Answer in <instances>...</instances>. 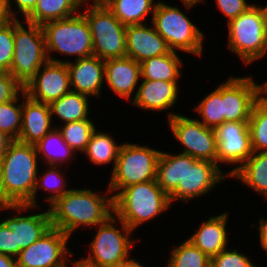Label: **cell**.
<instances>
[{"label":"cell","instance_id":"obj_1","mask_svg":"<svg viewBox=\"0 0 267 267\" xmlns=\"http://www.w3.org/2000/svg\"><path fill=\"white\" fill-rule=\"evenodd\" d=\"M49 207L52 227L69 237L80 226H98L114 214L113 196L90 189H70Z\"/></svg>","mask_w":267,"mask_h":267},{"label":"cell","instance_id":"obj_2","mask_svg":"<svg viewBox=\"0 0 267 267\" xmlns=\"http://www.w3.org/2000/svg\"><path fill=\"white\" fill-rule=\"evenodd\" d=\"M35 146L11 140L0 157L6 198L13 205H27L33 198L38 175Z\"/></svg>","mask_w":267,"mask_h":267},{"label":"cell","instance_id":"obj_3","mask_svg":"<svg viewBox=\"0 0 267 267\" xmlns=\"http://www.w3.org/2000/svg\"><path fill=\"white\" fill-rule=\"evenodd\" d=\"M112 196L115 216L131 230L154 219L172 204L156 180L130 185Z\"/></svg>","mask_w":267,"mask_h":267},{"label":"cell","instance_id":"obj_4","mask_svg":"<svg viewBox=\"0 0 267 267\" xmlns=\"http://www.w3.org/2000/svg\"><path fill=\"white\" fill-rule=\"evenodd\" d=\"M228 47L245 65L267 54V25L263 7L252 4L237 18L228 22Z\"/></svg>","mask_w":267,"mask_h":267},{"label":"cell","instance_id":"obj_5","mask_svg":"<svg viewBox=\"0 0 267 267\" xmlns=\"http://www.w3.org/2000/svg\"><path fill=\"white\" fill-rule=\"evenodd\" d=\"M123 232L114 224L119 222ZM113 214L104 223L96 226L98 232L90 243L91 255L78 262L84 267H118L131 260L129 251L132 248L130 234L132 230ZM114 223V224H113ZM130 258V259H129Z\"/></svg>","mask_w":267,"mask_h":267},{"label":"cell","instance_id":"obj_6","mask_svg":"<svg viewBox=\"0 0 267 267\" xmlns=\"http://www.w3.org/2000/svg\"><path fill=\"white\" fill-rule=\"evenodd\" d=\"M27 23V30L14 18V54L9 73L23 86L48 61L41 25Z\"/></svg>","mask_w":267,"mask_h":267},{"label":"cell","instance_id":"obj_7","mask_svg":"<svg viewBox=\"0 0 267 267\" xmlns=\"http://www.w3.org/2000/svg\"><path fill=\"white\" fill-rule=\"evenodd\" d=\"M151 20L171 51L178 49L197 56L202 55L203 33L177 7L159 1Z\"/></svg>","mask_w":267,"mask_h":267},{"label":"cell","instance_id":"obj_8","mask_svg":"<svg viewBox=\"0 0 267 267\" xmlns=\"http://www.w3.org/2000/svg\"><path fill=\"white\" fill-rule=\"evenodd\" d=\"M47 56L56 52L64 55H76V59L93 55L92 35L85 16H74L47 22L42 25Z\"/></svg>","mask_w":267,"mask_h":267},{"label":"cell","instance_id":"obj_9","mask_svg":"<svg viewBox=\"0 0 267 267\" xmlns=\"http://www.w3.org/2000/svg\"><path fill=\"white\" fill-rule=\"evenodd\" d=\"M161 151L138 144L123 143L112 170L108 193L130 185L156 180L157 162Z\"/></svg>","mask_w":267,"mask_h":267},{"label":"cell","instance_id":"obj_10","mask_svg":"<svg viewBox=\"0 0 267 267\" xmlns=\"http://www.w3.org/2000/svg\"><path fill=\"white\" fill-rule=\"evenodd\" d=\"M82 14L90 27L94 56L102 60L126 56V26L105 4H92Z\"/></svg>","mask_w":267,"mask_h":267},{"label":"cell","instance_id":"obj_11","mask_svg":"<svg viewBox=\"0 0 267 267\" xmlns=\"http://www.w3.org/2000/svg\"><path fill=\"white\" fill-rule=\"evenodd\" d=\"M168 118L172 134L184 146L181 153L217 163V139L213 128L206 127L198 119L177 113L170 112Z\"/></svg>","mask_w":267,"mask_h":267},{"label":"cell","instance_id":"obj_12","mask_svg":"<svg viewBox=\"0 0 267 267\" xmlns=\"http://www.w3.org/2000/svg\"><path fill=\"white\" fill-rule=\"evenodd\" d=\"M69 236L51 227L40 239L20 251L16 258L17 267H67ZM67 258V259H66Z\"/></svg>","mask_w":267,"mask_h":267},{"label":"cell","instance_id":"obj_13","mask_svg":"<svg viewBox=\"0 0 267 267\" xmlns=\"http://www.w3.org/2000/svg\"><path fill=\"white\" fill-rule=\"evenodd\" d=\"M262 85L251 77H230L223 82V123L248 122Z\"/></svg>","mask_w":267,"mask_h":267},{"label":"cell","instance_id":"obj_14","mask_svg":"<svg viewBox=\"0 0 267 267\" xmlns=\"http://www.w3.org/2000/svg\"><path fill=\"white\" fill-rule=\"evenodd\" d=\"M220 164L207 160H198L186 154V174L183 183L169 195L170 202L176 199L188 201L207 194L213 187L225 179Z\"/></svg>","mask_w":267,"mask_h":267},{"label":"cell","instance_id":"obj_15","mask_svg":"<svg viewBox=\"0 0 267 267\" xmlns=\"http://www.w3.org/2000/svg\"><path fill=\"white\" fill-rule=\"evenodd\" d=\"M24 86L26 95L37 102L50 105L71 91L66 63L47 61Z\"/></svg>","mask_w":267,"mask_h":267},{"label":"cell","instance_id":"obj_16","mask_svg":"<svg viewBox=\"0 0 267 267\" xmlns=\"http://www.w3.org/2000/svg\"><path fill=\"white\" fill-rule=\"evenodd\" d=\"M217 164H243L252 154L248 122H224L215 129Z\"/></svg>","mask_w":267,"mask_h":267},{"label":"cell","instance_id":"obj_17","mask_svg":"<svg viewBox=\"0 0 267 267\" xmlns=\"http://www.w3.org/2000/svg\"><path fill=\"white\" fill-rule=\"evenodd\" d=\"M48 61L66 63L71 90L86 96H100V90L105 77V60L94 55L75 59V63L62 61L47 56Z\"/></svg>","mask_w":267,"mask_h":267},{"label":"cell","instance_id":"obj_18","mask_svg":"<svg viewBox=\"0 0 267 267\" xmlns=\"http://www.w3.org/2000/svg\"><path fill=\"white\" fill-rule=\"evenodd\" d=\"M166 41L158 34L154 25L126 26V56L138 63L148 58L166 55L170 52Z\"/></svg>","mask_w":267,"mask_h":267},{"label":"cell","instance_id":"obj_19","mask_svg":"<svg viewBox=\"0 0 267 267\" xmlns=\"http://www.w3.org/2000/svg\"><path fill=\"white\" fill-rule=\"evenodd\" d=\"M21 93L24 96V102L22 107V127L18 140L35 145L54 129L51 126L53 124L51 109L48 104L30 99L25 91Z\"/></svg>","mask_w":267,"mask_h":267},{"label":"cell","instance_id":"obj_20","mask_svg":"<svg viewBox=\"0 0 267 267\" xmlns=\"http://www.w3.org/2000/svg\"><path fill=\"white\" fill-rule=\"evenodd\" d=\"M141 77L140 63L130 57L105 60V82L117 95L129 100Z\"/></svg>","mask_w":267,"mask_h":267},{"label":"cell","instance_id":"obj_21","mask_svg":"<svg viewBox=\"0 0 267 267\" xmlns=\"http://www.w3.org/2000/svg\"><path fill=\"white\" fill-rule=\"evenodd\" d=\"M177 82L144 79L134 95L132 104L146 110L170 109L177 102Z\"/></svg>","mask_w":267,"mask_h":267},{"label":"cell","instance_id":"obj_22","mask_svg":"<svg viewBox=\"0 0 267 267\" xmlns=\"http://www.w3.org/2000/svg\"><path fill=\"white\" fill-rule=\"evenodd\" d=\"M227 218L228 213H222L214 217H209L200 225L198 231L188 238L197 248L208 257L212 258L227 246Z\"/></svg>","mask_w":267,"mask_h":267},{"label":"cell","instance_id":"obj_23","mask_svg":"<svg viewBox=\"0 0 267 267\" xmlns=\"http://www.w3.org/2000/svg\"><path fill=\"white\" fill-rule=\"evenodd\" d=\"M14 233L15 247L20 251L40 239L51 227L49 209L46 212L28 216H13L5 220Z\"/></svg>","mask_w":267,"mask_h":267},{"label":"cell","instance_id":"obj_24","mask_svg":"<svg viewBox=\"0 0 267 267\" xmlns=\"http://www.w3.org/2000/svg\"><path fill=\"white\" fill-rule=\"evenodd\" d=\"M227 175L267 196V152L253 151L242 165L229 170Z\"/></svg>","mask_w":267,"mask_h":267},{"label":"cell","instance_id":"obj_25","mask_svg":"<svg viewBox=\"0 0 267 267\" xmlns=\"http://www.w3.org/2000/svg\"><path fill=\"white\" fill-rule=\"evenodd\" d=\"M81 5L82 0H38L34 9L24 19L42 26L47 22L74 16Z\"/></svg>","mask_w":267,"mask_h":267},{"label":"cell","instance_id":"obj_26","mask_svg":"<svg viewBox=\"0 0 267 267\" xmlns=\"http://www.w3.org/2000/svg\"><path fill=\"white\" fill-rule=\"evenodd\" d=\"M186 174V154L177 155L161 152L157 162L156 181L170 195L183 183Z\"/></svg>","mask_w":267,"mask_h":267},{"label":"cell","instance_id":"obj_27","mask_svg":"<svg viewBox=\"0 0 267 267\" xmlns=\"http://www.w3.org/2000/svg\"><path fill=\"white\" fill-rule=\"evenodd\" d=\"M181 61L176 51L148 58L140 63L141 78L153 81L177 82V78L181 74L179 70V66H182Z\"/></svg>","mask_w":267,"mask_h":267},{"label":"cell","instance_id":"obj_28","mask_svg":"<svg viewBox=\"0 0 267 267\" xmlns=\"http://www.w3.org/2000/svg\"><path fill=\"white\" fill-rule=\"evenodd\" d=\"M113 15L125 26L144 24L143 19L151 13L153 17L157 4L154 0H105Z\"/></svg>","mask_w":267,"mask_h":267},{"label":"cell","instance_id":"obj_29","mask_svg":"<svg viewBox=\"0 0 267 267\" xmlns=\"http://www.w3.org/2000/svg\"><path fill=\"white\" fill-rule=\"evenodd\" d=\"M88 99V96L71 90L49 105L51 115H57L65 124L81 120H91L88 118Z\"/></svg>","mask_w":267,"mask_h":267},{"label":"cell","instance_id":"obj_30","mask_svg":"<svg viewBox=\"0 0 267 267\" xmlns=\"http://www.w3.org/2000/svg\"><path fill=\"white\" fill-rule=\"evenodd\" d=\"M34 146L37 154L43 155V158H46L44 160H47L45 161L48 163L47 166H57L58 163H66V161L71 159L72 154H75L72 148L64 141L62 133L58 130L57 126Z\"/></svg>","mask_w":267,"mask_h":267},{"label":"cell","instance_id":"obj_31","mask_svg":"<svg viewBox=\"0 0 267 267\" xmlns=\"http://www.w3.org/2000/svg\"><path fill=\"white\" fill-rule=\"evenodd\" d=\"M120 146L107 132H97L95 129L84 153L89 157V160L97 165L108 164L113 160L114 170Z\"/></svg>","mask_w":267,"mask_h":267},{"label":"cell","instance_id":"obj_32","mask_svg":"<svg viewBox=\"0 0 267 267\" xmlns=\"http://www.w3.org/2000/svg\"><path fill=\"white\" fill-rule=\"evenodd\" d=\"M252 149L256 152H267V97L261 95L254 103L250 119Z\"/></svg>","mask_w":267,"mask_h":267},{"label":"cell","instance_id":"obj_33","mask_svg":"<svg viewBox=\"0 0 267 267\" xmlns=\"http://www.w3.org/2000/svg\"><path fill=\"white\" fill-rule=\"evenodd\" d=\"M211 258L189 239L172 250L167 267H210Z\"/></svg>","mask_w":267,"mask_h":267},{"label":"cell","instance_id":"obj_34","mask_svg":"<svg viewBox=\"0 0 267 267\" xmlns=\"http://www.w3.org/2000/svg\"><path fill=\"white\" fill-rule=\"evenodd\" d=\"M206 127L215 129L223 123V83L209 93L195 108Z\"/></svg>","mask_w":267,"mask_h":267},{"label":"cell","instance_id":"obj_35","mask_svg":"<svg viewBox=\"0 0 267 267\" xmlns=\"http://www.w3.org/2000/svg\"><path fill=\"white\" fill-rule=\"evenodd\" d=\"M62 133L64 141L74 152H85L93 131L96 129L93 121L81 120L66 123L63 127H57Z\"/></svg>","mask_w":267,"mask_h":267},{"label":"cell","instance_id":"obj_36","mask_svg":"<svg viewBox=\"0 0 267 267\" xmlns=\"http://www.w3.org/2000/svg\"><path fill=\"white\" fill-rule=\"evenodd\" d=\"M57 167H59V164L58 166L54 165H50V167L48 166L47 172H44V174L39 177V180L37 179L35 190L33 193V198L27 204L28 206L31 207L37 206L36 192L38 191L39 188H43L44 191L50 190L51 193H54L46 199V201L50 203L49 206L70 190L66 189L67 183L64 182V180H66L64 178L65 176L61 174V172L59 171L60 169H57Z\"/></svg>","mask_w":267,"mask_h":267},{"label":"cell","instance_id":"obj_37","mask_svg":"<svg viewBox=\"0 0 267 267\" xmlns=\"http://www.w3.org/2000/svg\"><path fill=\"white\" fill-rule=\"evenodd\" d=\"M19 96L11 101L0 104V132L11 140H18L22 127V104L16 106Z\"/></svg>","mask_w":267,"mask_h":267},{"label":"cell","instance_id":"obj_38","mask_svg":"<svg viewBox=\"0 0 267 267\" xmlns=\"http://www.w3.org/2000/svg\"><path fill=\"white\" fill-rule=\"evenodd\" d=\"M14 54V18L0 23V72H9Z\"/></svg>","mask_w":267,"mask_h":267},{"label":"cell","instance_id":"obj_39","mask_svg":"<svg viewBox=\"0 0 267 267\" xmlns=\"http://www.w3.org/2000/svg\"><path fill=\"white\" fill-rule=\"evenodd\" d=\"M210 267H258L251 260L237 250L224 249L211 258Z\"/></svg>","mask_w":267,"mask_h":267},{"label":"cell","instance_id":"obj_40","mask_svg":"<svg viewBox=\"0 0 267 267\" xmlns=\"http://www.w3.org/2000/svg\"><path fill=\"white\" fill-rule=\"evenodd\" d=\"M24 86L9 72H0V104L16 99Z\"/></svg>","mask_w":267,"mask_h":267},{"label":"cell","instance_id":"obj_41","mask_svg":"<svg viewBox=\"0 0 267 267\" xmlns=\"http://www.w3.org/2000/svg\"><path fill=\"white\" fill-rule=\"evenodd\" d=\"M0 253L14 258L19 256V247H15L14 233L5 220L0 222Z\"/></svg>","mask_w":267,"mask_h":267},{"label":"cell","instance_id":"obj_42","mask_svg":"<svg viewBox=\"0 0 267 267\" xmlns=\"http://www.w3.org/2000/svg\"><path fill=\"white\" fill-rule=\"evenodd\" d=\"M216 6L228 18V22L245 12L252 4L246 0H216Z\"/></svg>","mask_w":267,"mask_h":267},{"label":"cell","instance_id":"obj_43","mask_svg":"<svg viewBox=\"0 0 267 267\" xmlns=\"http://www.w3.org/2000/svg\"><path fill=\"white\" fill-rule=\"evenodd\" d=\"M37 1L38 0H14V3H16L19 12L26 17L34 9ZM11 2V0H3L6 17L17 18L16 14L12 11Z\"/></svg>","mask_w":267,"mask_h":267},{"label":"cell","instance_id":"obj_44","mask_svg":"<svg viewBox=\"0 0 267 267\" xmlns=\"http://www.w3.org/2000/svg\"><path fill=\"white\" fill-rule=\"evenodd\" d=\"M30 209V208H34L28 205H13L5 196V189L3 186V179H2V168L0 165V209H14L15 211L17 210V213H22V211H24V209Z\"/></svg>","mask_w":267,"mask_h":267},{"label":"cell","instance_id":"obj_45","mask_svg":"<svg viewBox=\"0 0 267 267\" xmlns=\"http://www.w3.org/2000/svg\"><path fill=\"white\" fill-rule=\"evenodd\" d=\"M259 233L260 244L267 253V219L260 218Z\"/></svg>","mask_w":267,"mask_h":267},{"label":"cell","instance_id":"obj_46","mask_svg":"<svg viewBox=\"0 0 267 267\" xmlns=\"http://www.w3.org/2000/svg\"><path fill=\"white\" fill-rule=\"evenodd\" d=\"M0 267H17L16 258L0 253Z\"/></svg>","mask_w":267,"mask_h":267},{"label":"cell","instance_id":"obj_47","mask_svg":"<svg viewBox=\"0 0 267 267\" xmlns=\"http://www.w3.org/2000/svg\"><path fill=\"white\" fill-rule=\"evenodd\" d=\"M11 139L8 138L5 134L0 132V157L6 151L8 144L10 143Z\"/></svg>","mask_w":267,"mask_h":267},{"label":"cell","instance_id":"obj_48","mask_svg":"<svg viewBox=\"0 0 267 267\" xmlns=\"http://www.w3.org/2000/svg\"><path fill=\"white\" fill-rule=\"evenodd\" d=\"M118 267H144L139 262L135 261L134 259H131L129 262L122 264Z\"/></svg>","mask_w":267,"mask_h":267},{"label":"cell","instance_id":"obj_49","mask_svg":"<svg viewBox=\"0 0 267 267\" xmlns=\"http://www.w3.org/2000/svg\"><path fill=\"white\" fill-rule=\"evenodd\" d=\"M202 1L203 0H181V2L185 4V7H187V9L192 8V6L196 5V3L198 4Z\"/></svg>","mask_w":267,"mask_h":267},{"label":"cell","instance_id":"obj_50","mask_svg":"<svg viewBox=\"0 0 267 267\" xmlns=\"http://www.w3.org/2000/svg\"><path fill=\"white\" fill-rule=\"evenodd\" d=\"M6 18L4 6H0V23Z\"/></svg>","mask_w":267,"mask_h":267},{"label":"cell","instance_id":"obj_51","mask_svg":"<svg viewBox=\"0 0 267 267\" xmlns=\"http://www.w3.org/2000/svg\"><path fill=\"white\" fill-rule=\"evenodd\" d=\"M262 94L265 96L267 95V81L264 84H262Z\"/></svg>","mask_w":267,"mask_h":267},{"label":"cell","instance_id":"obj_52","mask_svg":"<svg viewBox=\"0 0 267 267\" xmlns=\"http://www.w3.org/2000/svg\"><path fill=\"white\" fill-rule=\"evenodd\" d=\"M83 3L88 2L90 0H82ZM92 1V0H91ZM105 0H93V4H102Z\"/></svg>","mask_w":267,"mask_h":267},{"label":"cell","instance_id":"obj_53","mask_svg":"<svg viewBox=\"0 0 267 267\" xmlns=\"http://www.w3.org/2000/svg\"><path fill=\"white\" fill-rule=\"evenodd\" d=\"M264 12H265V16H266V25H267V5L265 7H263Z\"/></svg>","mask_w":267,"mask_h":267},{"label":"cell","instance_id":"obj_54","mask_svg":"<svg viewBox=\"0 0 267 267\" xmlns=\"http://www.w3.org/2000/svg\"><path fill=\"white\" fill-rule=\"evenodd\" d=\"M73 266L72 267H79V262L78 261H75L74 263H72Z\"/></svg>","mask_w":267,"mask_h":267},{"label":"cell","instance_id":"obj_55","mask_svg":"<svg viewBox=\"0 0 267 267\" xmlns=\"http://www.w3.org/2000/svg\"><path fill=\"white\" fill-rule=\"evenodd\" d=\"M0 6H4V5H3V0H0Z\"/></svg>","mask_w":267,"mask_h":267}]
</instances>
